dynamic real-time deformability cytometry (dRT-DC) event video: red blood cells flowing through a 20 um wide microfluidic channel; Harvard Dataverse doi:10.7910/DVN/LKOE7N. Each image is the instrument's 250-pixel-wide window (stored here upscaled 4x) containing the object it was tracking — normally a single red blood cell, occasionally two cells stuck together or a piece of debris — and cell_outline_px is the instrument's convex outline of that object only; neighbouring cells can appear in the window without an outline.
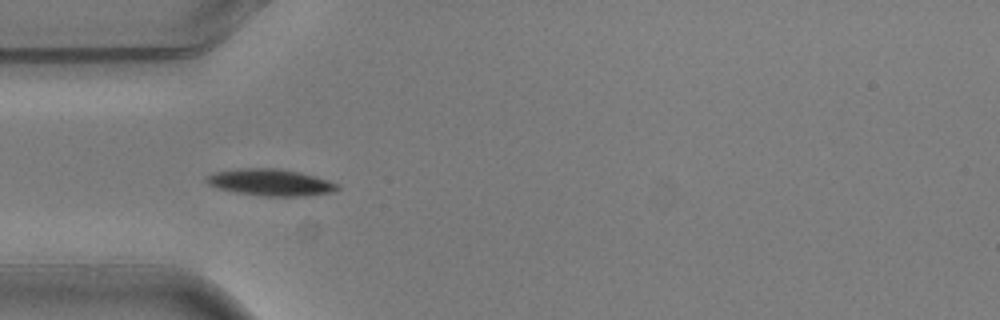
{"species": "common noctule bat (a hibernating species)", "species_latin": "Nyctalus noctula", "temperature_condition": "warm", "stored_images_in_passage": 2, "camera_frame_rate_fps": 3000, "um_per_image_px": 0.085, "animal": {"sex": "male", "body_mass_g": 20.5, "forearm_length_mm": 52.5}, "frame": {"image": 1, "passage_image": 1, "time_ms": 0.0, "image_size_px": [1000, 320], "cell_outline_px": [[340, 188], [332, 192], [304, 196], [264, 196], [236, 192], [216, 188], [208, 184], [204, 180], [204, 176], [216, 172], [240, 168], [276, 168], [300, 172], [316, 176], [340, 184]], "centroid_in_image_um": [22.99, 15.5], "position_along_channel_um": 62.0, "area_um2": 20.52}}
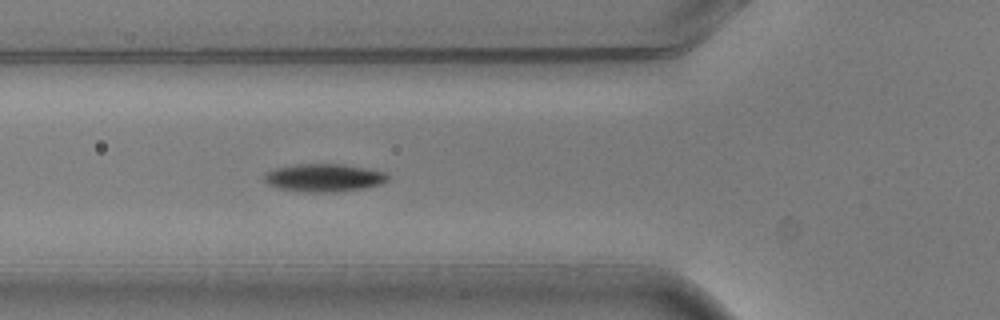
{"frame": {"image": 2, "passage_image": 2, "time_ms": 0.333, "image_size_px": [1000, 320], "cell_outline_px": [[388, 180], [380, 184], [360, 188], [336, 192], [308, 192], [280, 188], [268, 184], [264, 180], [264, 172], [276, 168], [296, 164], [340, 164], [368, 168], [388, 172]], "centroid_in_image_um": [27.54, 15.09], "position_along_channel_um": 98.3, "area_um2": 20.0}}